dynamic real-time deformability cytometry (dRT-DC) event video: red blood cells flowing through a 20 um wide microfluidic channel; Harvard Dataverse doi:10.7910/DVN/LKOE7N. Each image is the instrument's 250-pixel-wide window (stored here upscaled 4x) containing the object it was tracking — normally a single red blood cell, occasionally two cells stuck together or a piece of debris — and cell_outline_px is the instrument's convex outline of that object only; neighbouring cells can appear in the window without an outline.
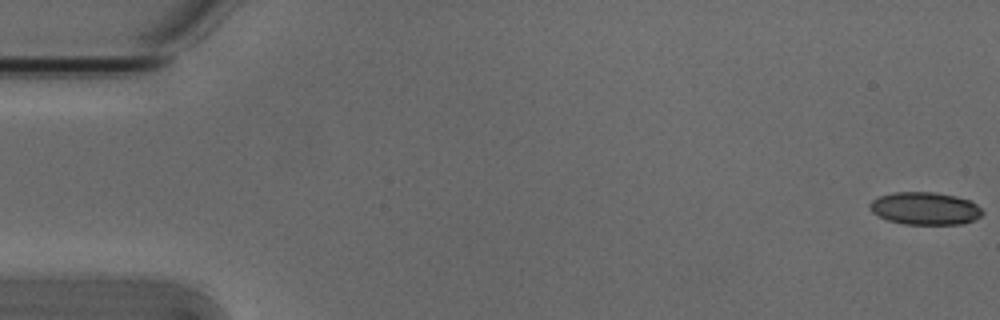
{"species": "Egyptian fruit bat (a non-hibernating species)", "species_latin": "Rousettus aegyptiacus", "temperature_condition": "cold", "stored_images_in_passage": 54, "camera_frame_rate_fps": 3000, "um_per_image_px": 0.085, "animal": {"sex": "male"}, "frame": {"image": 1, "passage_image": 1, "time_ms": 0.0, "image_size_px": [1000, 320], "cell_outline_px": [[984, 212], [980, 216], [964, 224], [904, 224], [888, 220], [872, 212], [868, 204], [872, 200], [880, 196], [892, 192], [936, 192], [956, 196], [972, 200]], "centroid_in_image_um": [78.64, 17.71], "position_along_channel_um": 6.4, "area_um2": 21.44}}
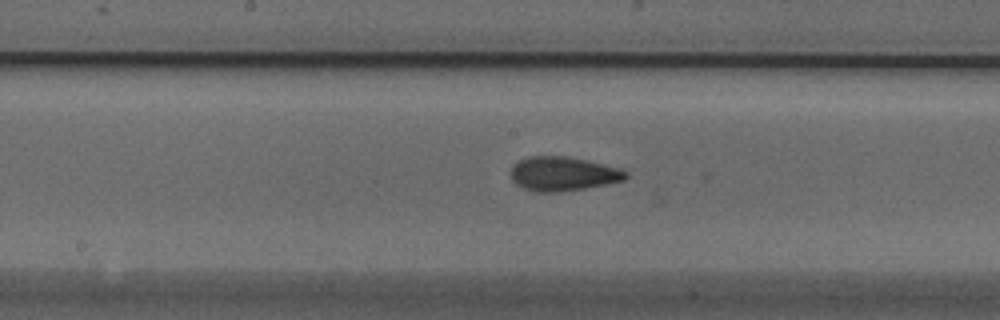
{"frame": {"image": 2, "passage_image": 28, "time_ms": 9.0, "image_size_px": [1000, 320], "cell_outline_px": [[628, 176], [624, 180], [608, 184], [584, 188], [556, 192], [536, 192], [524, 188], [516, 184], [512, 180], [512, 164], [528, 156], [564, 156], [584, 160], [620, 168], [628, 172]], "centroid_in_image_um": [47.85, 14.77], "position_along_channel_um": 200.3, "area_um2": 22.72}}
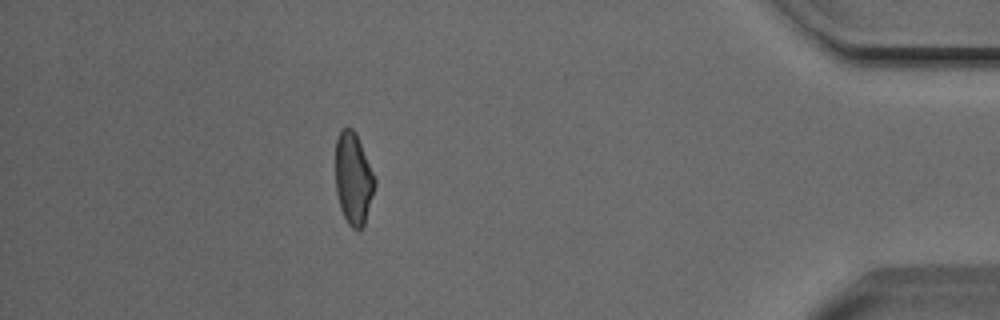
{"frame": {"image": 3, "passage_image": 48, "time_ms": 15.667, "image_size_px": [1000, 320], "cell_outline_px": [[376, 184], [364, 224], [360, 232], [352, 228], [348, 224], [340, 208], [336, 192], [336, 140], [340, 128], [352, 128], [360, 144], [376, 180]], "centroid_in_image_um": [30.02, 15.23], "position_along_channel_um": 405.2, "area_um2": 20.81}, "authors_computed_cell_mechanics": {"area_um2": 22.1085, "velocity_mm_per_s": 3.8425, "shape_relaxation_time_tau1_ms": 3.7298, "shape_relaxation_time_tau2_ms": 1.8482, "deformation_change_tau1": 0.1129, "deformation_change_tau2": 0.0752}}